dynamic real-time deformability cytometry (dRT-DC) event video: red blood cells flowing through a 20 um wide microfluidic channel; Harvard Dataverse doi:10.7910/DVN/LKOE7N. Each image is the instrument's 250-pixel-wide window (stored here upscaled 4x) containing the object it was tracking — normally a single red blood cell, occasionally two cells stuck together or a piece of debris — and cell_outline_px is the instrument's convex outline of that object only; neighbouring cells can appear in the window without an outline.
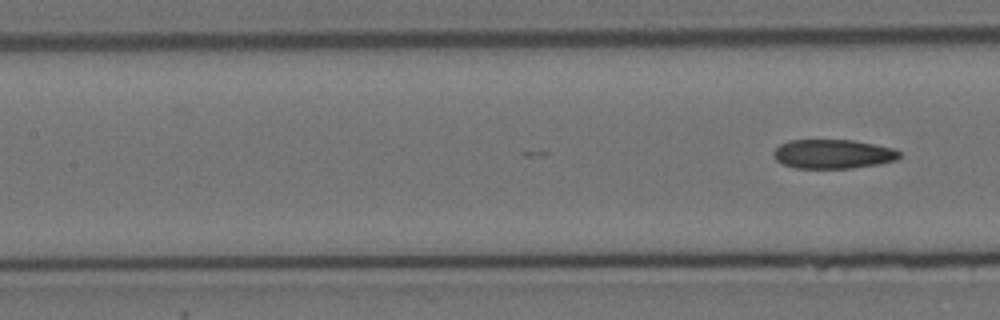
{"species": "Egyptian fruit bat (a non-hibernating species)", "species_latin": "Rousettus aegyptiacus", "temperature_condition": "cold", "stored_images_in_passage": 13, "camera_frame_rate_fps": 3000, "um_per_image_px": 0.085, "animal": {"sex": "female"}, "frame": {"image": 1, "passage_image": 13, "time_ms": 4.0, "image_size_px": [1000, 320], "cell_outline_px": [[900, 156], [896, 160], [880, 164], [852, 168], [796, 168], [784, 164], [776, 160], [772, 156], [772, 152], [780, 144], [788, 140], [856, 140], [892, 148], [900, 152]], "centroid_in_image_um": [70.79, 13.09], "position_along_channel_um": 136.6, "area_um2": 21.5}}